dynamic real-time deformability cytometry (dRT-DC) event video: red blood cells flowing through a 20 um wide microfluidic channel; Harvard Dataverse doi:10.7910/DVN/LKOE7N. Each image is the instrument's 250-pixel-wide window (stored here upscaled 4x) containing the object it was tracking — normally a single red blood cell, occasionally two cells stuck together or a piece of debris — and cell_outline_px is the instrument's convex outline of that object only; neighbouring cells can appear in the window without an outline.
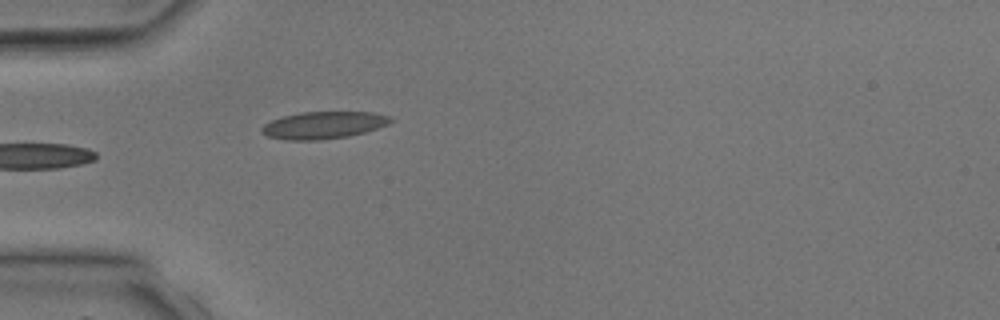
{"species": "common noctule bat (a hibernating species)", "species_latin": "Nyctalus noctula", "temperature_condition": "room temperature", "stored_images_in_passage": 4, "camera_frame_rate_fps": 3000, "um_per_image_px": 0.085, "animal": {"sex": "male", "body_mass_g": 17.9, "forearm_length_mm": 54.2}, "frame": {"image": 1, "passage_image": 4, "time_ms": 4.0, "image_size_px": [1000, 320], "cell_outline_px": [[392, 120], [388, 124], [364, 132], [348, 136], [320, 140], [284, 140], [268, 136], [260, 128], [264, 124], [272, 120], [284, 116], [300, 112], [372, 112], [392, 116]], "centroid_in_image_um": [27.5, 10.63], "position_along_channel_um": 57.5, "area_um2": 20.29}}